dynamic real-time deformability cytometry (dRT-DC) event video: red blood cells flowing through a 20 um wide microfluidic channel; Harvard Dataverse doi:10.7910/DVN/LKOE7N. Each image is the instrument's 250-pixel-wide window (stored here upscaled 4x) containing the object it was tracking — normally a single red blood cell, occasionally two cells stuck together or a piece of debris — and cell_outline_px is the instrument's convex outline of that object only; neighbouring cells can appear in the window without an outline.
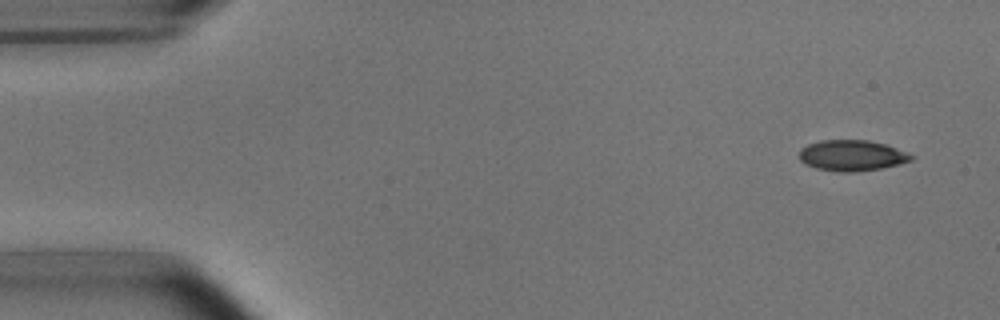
{"species": "common noctule bat (a hibernating species)", "species_latin": "Nyctalus noctula", "temperature_condition": "room temperature", "stored_images_in_passage": 4, "camera_frame_rate_fps": 3000, "um_per_image_px": 0.085, "animal": {"sex": "male", "body_mass_g": 15.6}, "frame": {"image": 1, "passage_image": 1, "time_ms": 0.0, "image_size_px": [1000, 320], "cell_outline_px": [[916, 156], [912, 160], [880, 168], [856, 172], [840, 172], [816, 168], [804, 164], [800, 160], [800, 148], [808, 144], [820, 140], [868, 140], [884, 144], [896, 148]], "centroid_in_image_um": [72.38, 13.21], "position_along_channel_um": 12.6, "area_um2": 20.06}}
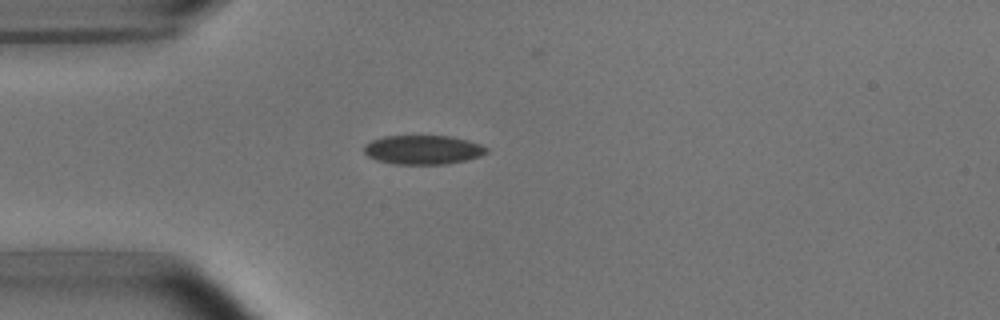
{"frame": {"image": 2, "passage_image": 4, "time_ms": 3.667, "image_size_px": [1000, 320], "cell_outline_px": [[488, 152], [480, 156], [464, 160], [444, 164], [396, 164], [376, 160], [368, 156], [364, 152], [364, 144], [372, 140], [384, 136], [452, 136], [480, 144], [488, 148]], "centroid_in_image_um": [35.93, 12.72], "position_along_channel_um": 49.1, "area_um2": 20.69}}